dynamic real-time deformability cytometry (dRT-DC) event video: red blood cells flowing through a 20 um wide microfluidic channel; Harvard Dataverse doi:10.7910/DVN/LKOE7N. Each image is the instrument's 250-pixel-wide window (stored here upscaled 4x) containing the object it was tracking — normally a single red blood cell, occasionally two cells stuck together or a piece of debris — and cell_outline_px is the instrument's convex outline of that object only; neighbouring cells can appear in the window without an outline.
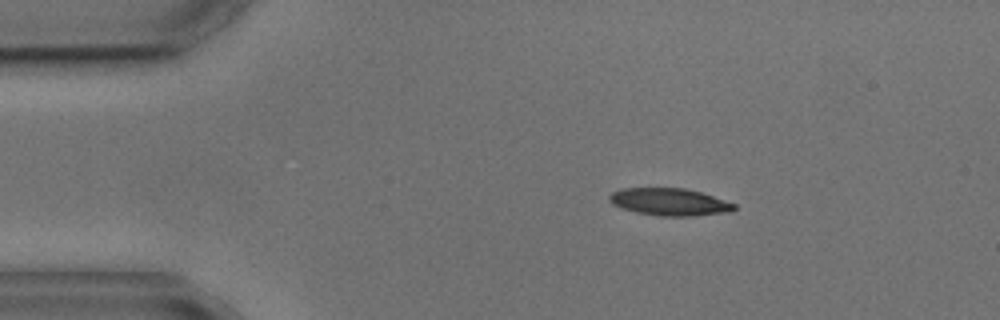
{"species": "common noctule bat (a hibernating species)", "species_latin": "Nyctalus noctula", "temperature_condition": "cold", "stored_images_in_passage": 6, "camera_frame_rate_fps": 3000, "um_per_image_px": 0.085, "animal": {"sex": "male", "body_mass_g": 17.9, "forearm_length_mm": 54.2}, "frame": {"image": 1, "passage_image": 1, "time_ms": 0.0, "image_size_px": [1000, 320], "cell_outline_px": [[736, 208], [732, 212], [692, 216], [660, 216], [636, 212], [620, 208], [612, 204], [608, 200], [608, 196], [612, 192], [620, 188], [684, 188], [700, 192], [736, 204]], "centroid_in_image_um": [56.88, 17.17], "position_along_channel_um": 28.1, "area_um2": 20.0}}
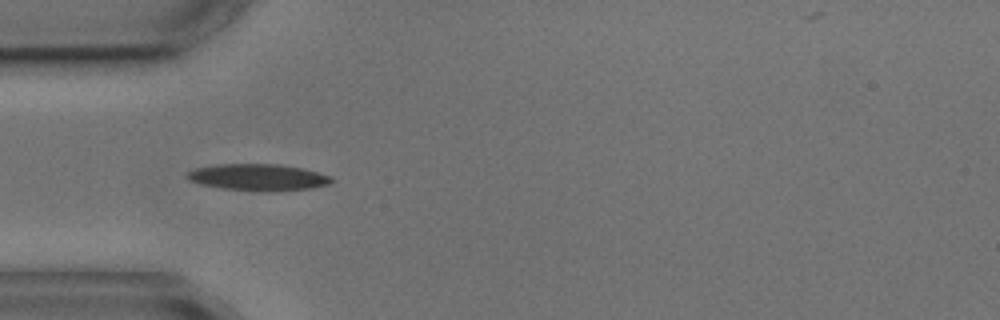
{"frame": {"image": 2, "passage_image": 3, "time_ms": 2.333, "image_size_px": [1000, 320], "cell_outline_px": [[332, 180], [328, 184], [312, 188], [272, 192], [260, 192], [224, 188], [200, 184], [188, 180], [188, 172], [196, 168], [216, 164], [280, 164], [304, 168], [328, 176]], "centroid_in_image_um": [21.93, 15.07], "position_along_channel_um": 63.1, "area_um2": 22.37}}
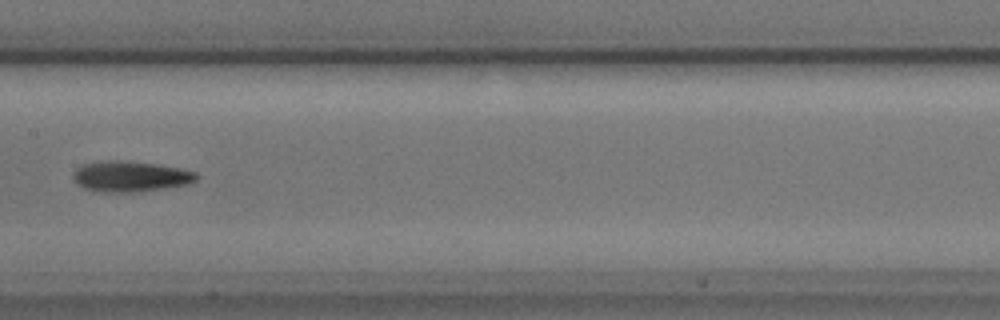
{"frame": {"image": 3, "passage_image": 6, "time_ms": 6.0, "image_size_px": [1000, 320], "cell_outline_px": [[200, 176], [196, 180], [188, 184], [164, 188], [132, 192], [104, 192], [84, 188], [76, 184], [72, 180], [72, 172], [76, 168], [84, 164], [104, 160], [120, 160], [156, 164], [196, 172]], "centroid_in_image_um": [11.03, 14.99], "position_along_channel_um": 196.4, "area_um2": 22.02}}